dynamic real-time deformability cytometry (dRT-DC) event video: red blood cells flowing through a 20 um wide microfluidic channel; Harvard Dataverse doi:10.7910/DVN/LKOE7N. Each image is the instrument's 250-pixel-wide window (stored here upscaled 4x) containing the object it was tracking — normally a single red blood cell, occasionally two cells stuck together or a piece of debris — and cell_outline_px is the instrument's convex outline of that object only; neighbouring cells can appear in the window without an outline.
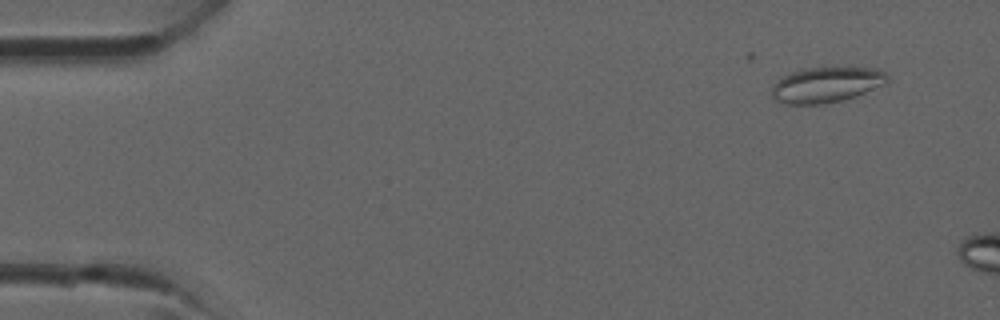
{"species": "common noctule bat (a hibernating species)", "species_latin": "Nyctalus noctula", "temperature_condition": "room temperature", "stored_images_in_passage": 6, "camera_frame_rate_fps": 3000, "um_per_image_px": 0.085, "animal": {"sex": "male", "forearm_length_mm": 52.5}, "frame": {"image": 1, "passage_image": 3, "time_ms": 0.667, "image_size_px": [1000, 320], "cell_outline_px": [[888, 84], [856, 96], [824, 104], [788, 104], [772, 100], [772, 84], [776, 80], [792, 72], [804, 68], [836, 64], [852, 64], [876, 68], [884, 72], [888, 76]], "centroid_in_image_um": [70.3, 7.13], "position_along_channel_um": 14.7, "area_um2": 25.26}}